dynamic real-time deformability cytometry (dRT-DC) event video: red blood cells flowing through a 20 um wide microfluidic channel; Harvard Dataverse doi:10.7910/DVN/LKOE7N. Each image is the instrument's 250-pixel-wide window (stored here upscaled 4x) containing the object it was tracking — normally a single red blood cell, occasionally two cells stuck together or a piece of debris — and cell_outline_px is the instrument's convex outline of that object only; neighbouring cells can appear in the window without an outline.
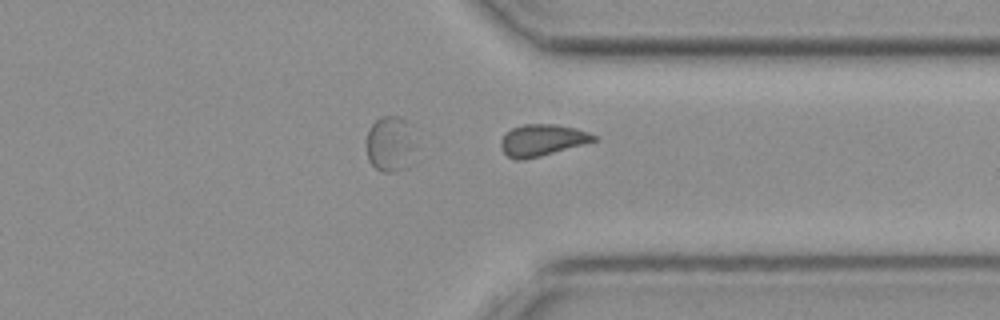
{"species": "common noctule bat (a hibernating species)", "species_latin": "Nyctalus noctula", "temperature_condition": "cold", "stored_images_in_passage": 22, "camera_frame_rate_fps": 3000, "um_per_image_px": 0.085, "animal": {"sex": "female", "body_mass_g": 19.3, "forearm_length_mm": 54.1}, "frame": {"image": 1, "passage_image": 22, "time_ms": 7.0, "image_size_px": [1000, 320], "cell_outline_px": [[600, 136], [596, 140], [584, 144], [540, 156], [524, 160], [516, 160], [508, 156], [504, 152], [500, 144], [500, 140], [504, 132], [512, 128], [524, 124], [556, 124], [576, 128]], "centroid_in_image_um": [46.08, 11.9], "position_along_channel_um": 365.3, "area_um2": 17.22}}